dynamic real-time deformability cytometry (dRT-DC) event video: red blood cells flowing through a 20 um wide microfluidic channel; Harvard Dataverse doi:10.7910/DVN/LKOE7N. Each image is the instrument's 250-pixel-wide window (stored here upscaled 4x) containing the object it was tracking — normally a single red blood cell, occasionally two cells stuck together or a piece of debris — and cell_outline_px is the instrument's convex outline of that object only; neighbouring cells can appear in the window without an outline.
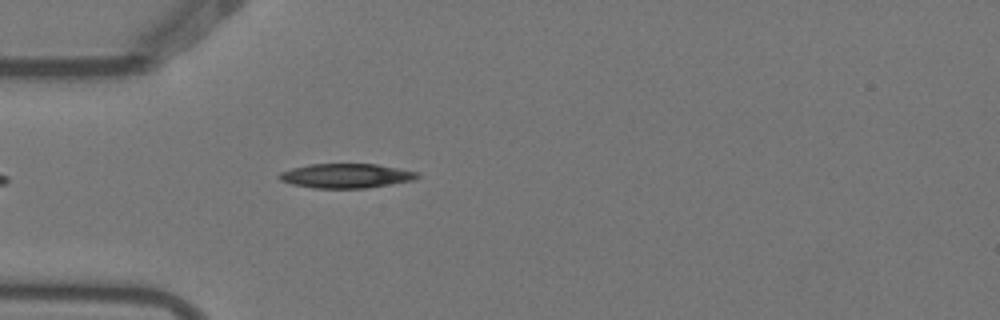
{"species": "Egyptian fruit bat (a non-hibernating species)", "species_latin": "Rousettus aegyptiacus", "temperature_condition": "warm", "stored_images_in_passage": 5, "camera_frame_rate_fps": 3000, "um_per_image_px": 0.085, "animal": {"sex": "female"}, "frame": {"image": 1, "passage_image": 5, "time_ms": 1.333, "image_size_px": [1000, 320], "cell_outline_px": [[420, 176], [412, 180], [364, 188], [312, 188], [292, 184], [280, 180], [276, 176], [280, 172], [292, 168], [308, 164], [376, 164], [420, 172]], "centroid_in_image_um": [29.38, 14.94], "position_along_channel_um": 55.6, "area_um2": 19.59}}